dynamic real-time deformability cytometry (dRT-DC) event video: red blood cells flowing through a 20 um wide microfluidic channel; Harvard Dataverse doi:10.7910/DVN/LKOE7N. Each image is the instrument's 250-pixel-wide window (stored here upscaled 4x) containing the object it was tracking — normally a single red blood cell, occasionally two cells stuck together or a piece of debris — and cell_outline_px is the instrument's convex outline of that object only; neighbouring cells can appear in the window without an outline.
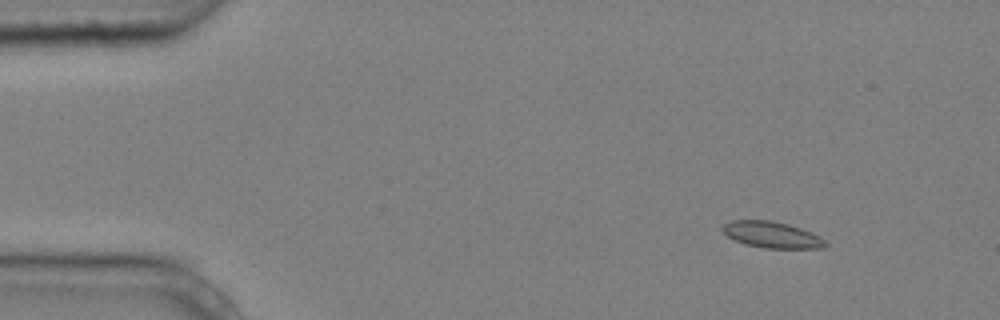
{"species": "common noctule bat (a hibernating species)", "species_latin": "Nyctalus noctula", "temperature_condition": "cold", "stored_images_in_passage": 6, "camera_frame_rate_fps": 3000, "um_per_image_px": 0.085, "animal": {"sex": "male", "body_mass_g": 20.4}, "frame": {"image": 1, "passage_image": 1, "time_ms": 0.0, "image_size_px": [1000, 320], "cell_outline_px": [[828, 244], [820, 248], [764, 248], [744, 244], [728, 236], [720, 228], [724, 224], [732, 220], [772, 220], [788, 224], [800, 228], [820, 236]], "centroid_in_image_um": [65.59, 19.95], "position_along_channel_um": 19.4, "area_um2": 15.66}}
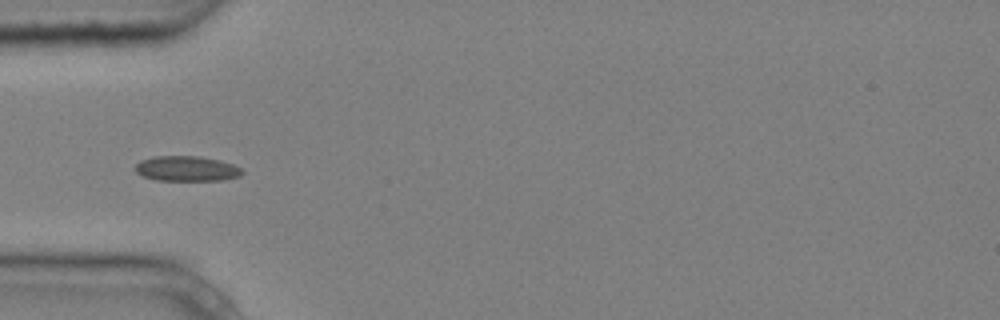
{"frame": {"image": 2, "passage_image": 4, "time_ms": 1.0, "image_size_px": [1000, 320], "cell_outline_px": [[244, 172], [240, 176], [224, 180], [156, 180], [144, 176], [136, 172], [136, 164], [140, 160], [156, 156], [200, 156], [220, 160], [232, 164], [240, 168]], "centroid_in_image_um": [15.88, 14.33], "position_along_channel_um": 69.1, "area_um2": 15.61}}
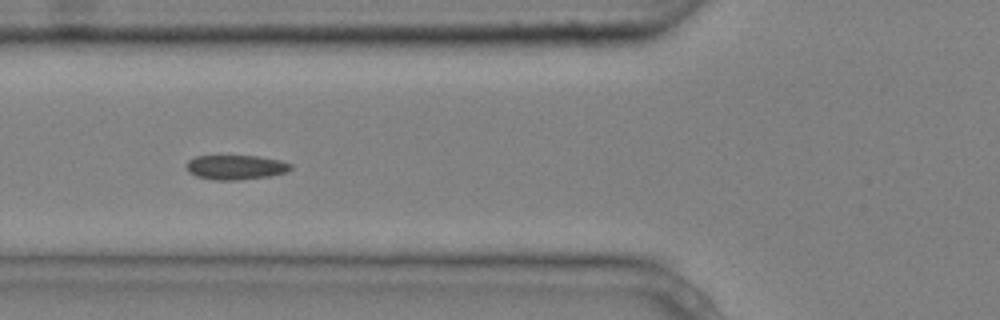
{"frame": {"image": 3, "passage_image": 5, "time_ms": 1.333, "image_size_px": [1000, 320], "cell_outline_px": [[292, 168], [288, 172], [268, 176], [236, 180], [212, 180], [196, 176], [188, 172], [184, 168], [184, 164], [188, 160], [196, 156], [256, 156], [280, 160], [292, 164]], "centroid_in_image_um": [19.99, 14.22], "position_along_channel_um": 105.8, "area_um2": 15.09}}